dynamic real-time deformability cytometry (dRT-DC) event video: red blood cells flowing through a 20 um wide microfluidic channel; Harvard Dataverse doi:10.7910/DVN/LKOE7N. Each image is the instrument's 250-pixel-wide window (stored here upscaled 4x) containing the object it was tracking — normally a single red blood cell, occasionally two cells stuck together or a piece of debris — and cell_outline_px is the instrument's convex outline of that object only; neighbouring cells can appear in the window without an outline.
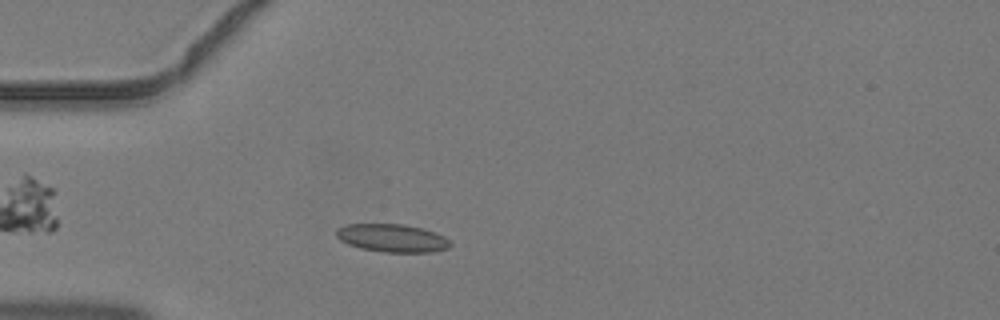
{"species": "common noctule bat (a hibernating species)", "species_latin": "Nyctalus noctula", "temperature_condition": "warm", "stored_images_in_passage": 3, "camera_frame_rate_fps": 3000, "um_per_image_px": 0.085, "animal": {"sex": "male", "body_mass_g": 19.2, "forearm_length_mm": 51.8}, "frame": {"image": 1, "passage_image": 3, "time_ms": 0.667, "image_size_px": [1000, 320], "cell_outline_px": [[452, 244], [448, 248], [432, 252], [384, 252], [360, 248], [348, 244], [340, 240], [336, 236], [336, 228], [344, 224], [404, 224], [436, 232], [444, 236]], "centroid_in_image_um": [33.31, 20.23], "position_along_channel_um": 51.7, "area_um2": 18.67}}